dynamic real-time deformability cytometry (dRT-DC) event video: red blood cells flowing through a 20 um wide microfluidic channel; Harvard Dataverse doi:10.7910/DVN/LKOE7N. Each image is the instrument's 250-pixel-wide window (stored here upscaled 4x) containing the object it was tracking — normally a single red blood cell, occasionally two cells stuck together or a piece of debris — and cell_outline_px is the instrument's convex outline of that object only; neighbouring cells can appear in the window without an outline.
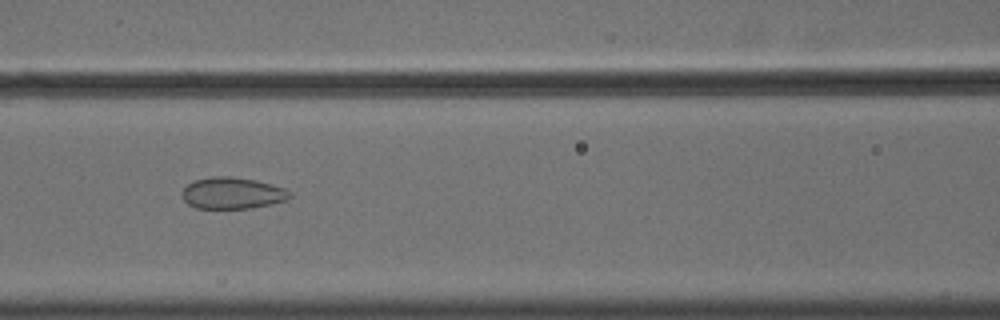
{"species": "common noctule bat (a hibernating species)", "species_latin": "Nyctalus noctula", "temperature_condition": "cold", "stored_images_in_passage": 55, "camera_frame_rate_fps": 3000, "um_per_image_px": 0.085, "animal": {"sex": "male", "body_mass_g": 18.8}, "frame": {"image": 1, "passage_image": 25, "time_ms": 8.0, "image_size_px": [1000, 320], "cell_outline_px": [[292, 196], [288, 200], [252, 208], [196, 208], [188, 204], [184, 200], [180, 192], [192, 180], [212, 176], [232, 176], [256, 180], [272, 184], [284, 188], [292, 192]], "centroid_in_image_um": [19.75, 16.4], "position_along_channel_um": 146.8, "area_um2": 20.06}}
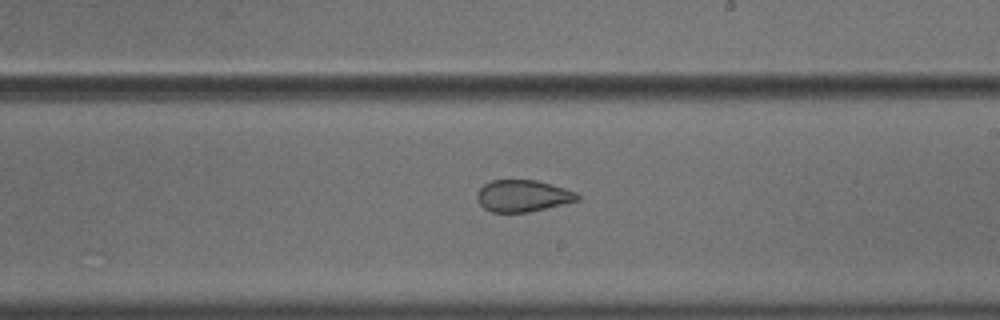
{"frame": {"image": 2, "passage_image": 33, "time_ms": 10.667, "image_size_px": [1000, 320], "cell_outline_px": [[580, 200], [528, 212], [492, 212], [484, 208], [476, 200], [476, 192], [484, 184], [492, 180], [536, 180], [552, 184], [576, 192], [580, 196]], "centroid_in_image_um": [44.42, 16.64], "position_along_channel_um": 244.6, "area_um2": 18.61}}
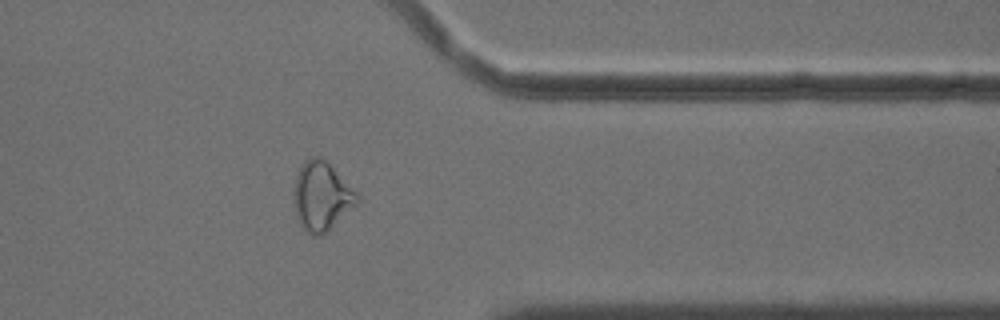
{"frame": {"image": 3, "passage_image": 45, "time_ms": 14.667, "image_size_px": [1000, 320], "cell_outline_px": [[360, 204], [328, 232], [320, 236], [312, 236], [300, 224], [296, 212], [292, 192], [296, 176], [304, 160], [312, 156], [320, 156], [356, 192], [360, 200]], "centroid_in_image_um": [27.35, 16.73], "position_along_channel_um": 384.1, "area_um2": 25.55}, "authors_computed_cell_mechanics": {"area_um2": 25.721, "velocity_mm_per_s": 3.6742, "shape_relaxation_time_tau1_ms": null, "shape_relaxation_time_tau2_ms": 1.3809, "deformation_change_tau1": null, "deformation_change_tau2": 0.0669}}